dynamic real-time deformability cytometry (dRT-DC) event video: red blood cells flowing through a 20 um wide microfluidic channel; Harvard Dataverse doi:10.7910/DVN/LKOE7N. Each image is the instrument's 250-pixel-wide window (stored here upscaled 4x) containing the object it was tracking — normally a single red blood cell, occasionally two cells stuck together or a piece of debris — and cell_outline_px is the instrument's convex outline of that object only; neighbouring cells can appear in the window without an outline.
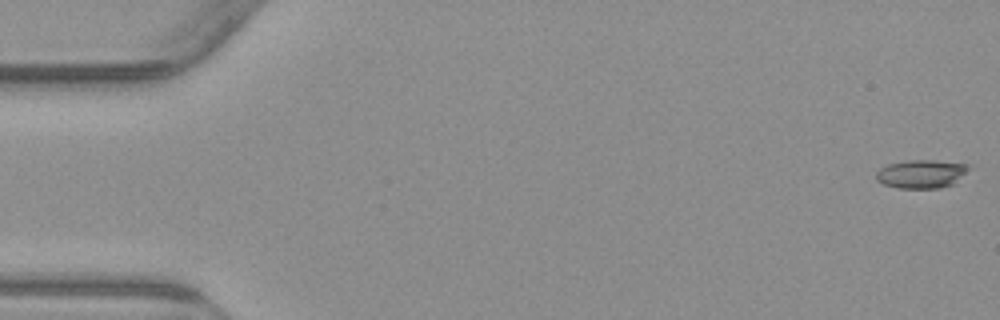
{"species": "common noctule bat (a hibernating species)", "species_latin": "Nyctalus noctula", "temperature_condition": "warm", "stored_images_in_passage": 50, "camera_frame_rate_fps": 3000, "um_per_image_px": 0.085, "animal": {"sex": "male", "body_mass_g": 23.1, "forearm_length_mm": 52.7}, "frame": {"image": 1, "passage_image": 1, "time_ms": 0.0, "image_size_px": [1000, 320], "cell_outline_px": [[968, 168], [952, 184], [940, 188], [896, 188], [884, 184], [876, 180], [876, 172], [880, 168], [888, 164], [908, 160], [936, 160], [968, 164]], "centroid_in_image_um": [78.25, 14.78], "position_along_channel_um": 6.8, "area_um2": 15.14}}
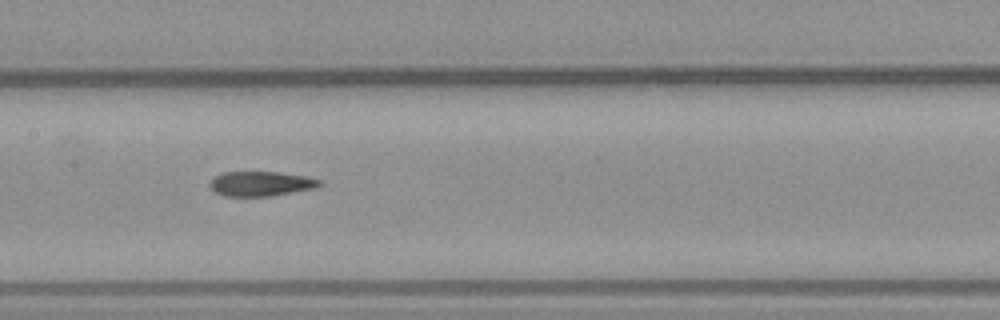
{"frame": {"image": 2, "passage_image": 27, "time_ms": 8.667, "image_size_px": [1000, 320], "cell_outline_px": [[324, 184], [316, 188], [268, 196], [224, 196], [216, 192], [208, 184], [216, 176], [224, 172], [276, 172], [308, 176], [320, 180]], "centroid_in_image_um": [22.22, 15.61], "position_along_channel_um": 185.2, "area_um2": 15.72}}
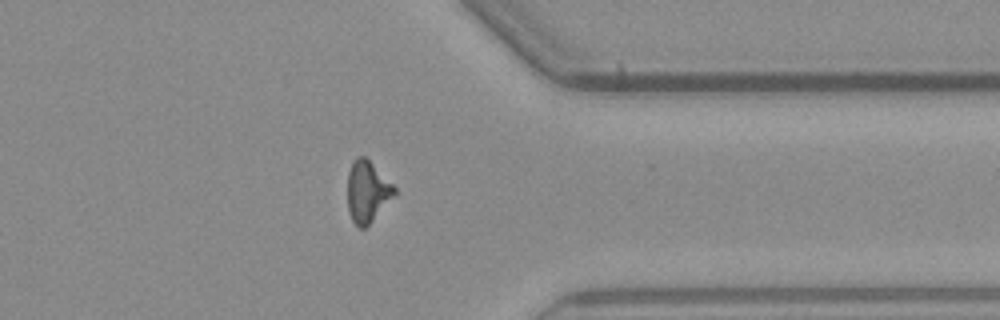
{"frame": {"image": 3, "passage_image": 43, "time_ms": 14.0, "image_size_px": [1000, 320], "cell_outline_px": [[396, 192], [372, 220], [364, 228], [360, 228], [352, 220], [348, 212], [348, 172], [356, 156], [364, 156], [396, 188]], "centroid_in_image_um": [31.19, 16.28], "position_along_channel_um": 380.2, "area_um2": 16.18}}